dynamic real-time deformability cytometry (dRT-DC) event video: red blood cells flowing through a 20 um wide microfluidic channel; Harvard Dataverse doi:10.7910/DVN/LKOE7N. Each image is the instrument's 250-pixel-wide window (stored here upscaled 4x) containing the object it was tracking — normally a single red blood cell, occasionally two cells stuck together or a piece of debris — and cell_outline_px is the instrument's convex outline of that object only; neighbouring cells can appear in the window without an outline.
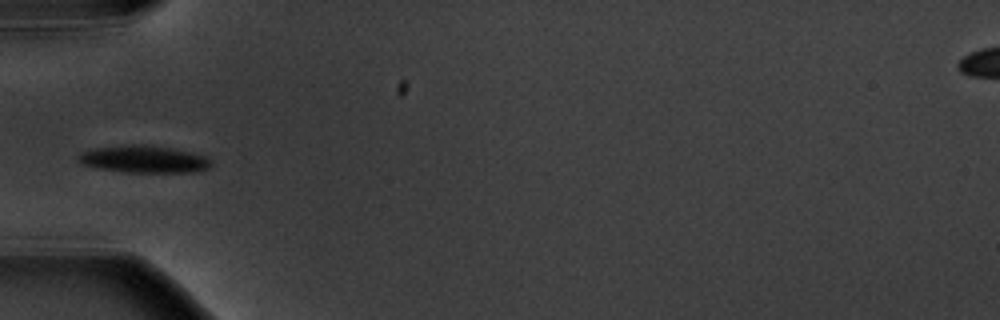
{"species": "common noctule bat (a hibernating species)", "species_latin": "Nyctalus noctula", "temperature_condition": "warm", "stored_images_in_passage": 6, "camera_frame_rate_fps": 3000, "um_per_image_px": 0.085, "animal": {"sex": "male", "body_mass_g": 20.1, "forearm_length_mm": 53.5}, "frame": {"image": 1, "passage_image": 6, "time_ms": 6.667, "image_size_px": [1000, 320], "cell_outline_px": [[212, 164], [208, 168], [196, 172], [124, 172], [100, 168], [84, 164], [76, 160], [76, 156], [80, 152], [92, 148], [128, 144], [144, 144], [172, 148], [192, 152], [208, 156]], "centroid_in_image_um": [12.23, 13.51], "position_along_channel_um": 72.8, "area_um2": 21.33}}